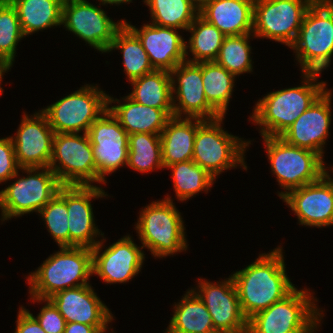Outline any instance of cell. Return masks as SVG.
<instances>
[{
    "mask_svg": "<svg viewBox=\"0 0 333 333\" xmlns=\"http://www.w3.org/2000/svg\"><path fill=\"white\" fill-rule=\"evenodd\" d=\"M282 253L279 246L269 253L259 254L252 264L231 275L247 319L284 299L296 288L286 274Z\"/></svg>",
    "mask_w": 333,
    "mask_h": 333,
    "instance_id": "6da1fadb",
    "label": "cell"
},
{
    "mask_svg": "<svg viewBox=\"0 0 333 333\" xmlns=\"http://www.w3.org/2000/svg\"><path fill=\"white\" fill-rule=\"evenodd\" d=\"M302 76V85L270 92L256 102L250 119L261 127L262 137H279L326 90L325 82H317L319 73Z\"/></svg>",
    "mask_w": 333,
    "mask_h": 333,
    "instance_id": "7a4b0ae2",
    "label": "cell"
},
{
    "mask_svg": "<svg viewBox=\"0 0 333 333\" xmlns=\"http://www.w3.org/2000/svg\"><path fill=\"white\" fill-rule=\"evenodd\" d=\"M92 271V250L87 247H60L28 276L30 296L48 299L59 291L88 285ZM80 281V282H79Z\"/></svg>",
    "mask_w": 333,
    "mask_h": 333,
    "instance_id": "3957f363",
    "label": "cell"
},
{
    "mask_svg": "<svg viewBox=\"0 0 333 333\" xmlns=\"http://www.w3.org/2000/svg\"><path fill=\"white\" fill-rule=\"evenodd\" d=\"M301 71L321 73L333 55V1L315 0L305 13L295 42Z\"/></svg>",
    "mask_w": 333,
    "mask_h": 333,
    "instance_id": "277c9868",
    "label": "cell"
},
{
    "mask_svg": "<svg viewBox=\"0 0 333 333\" xmlns=\"http://www.w3.org/2000/svg\"><path fill=\"white\" fill-rule=\"evenodd\" d=\"M308 291L295 288L284 299L254 314L248 319L247 333H313L323 310L319 311Z\"/></svg>",
    "mask_w": 333,
    "mask_h": 333,
    "instance_id": "5b68a950",
    "label": "cell"
},
{
    "mask_svg": "<svg viewBox=\"0 0 333 333\" xmlns=\"http://www.w3.org/2000/svg\"><path fill=\"white\" fill-rule=\"evenodd\" d=\"M153 201L140 212L136 230L142 247L162 258L187 249L184 222L169 196Z\"/></svg>",
    "mask_w": 333,
    "mask_h": 333,
    "instance_id": "8992f818",
    "label": "cell"
},
{
    "mask_svg": "<svg viewBox=\"0 0 333 333\" xmlns=\"http://www.w3.org/2000/svg\"><path fill=\"white\" fill-rule=\"evenodd\" d=\"M267 157L271 170L276 175L282 198L287 192L320 179L326 172L323 158L311 150L290 145L281 137L264 136Z\"/></svg>",
    "mask_w": 333,
    "mask_h": 333,
    "instance_id": "52a82bcc",
    "label": "cell"
},
{
    "mask_svg": "<svg viewBox=\"0 0 333 333\" xmlns=\"http://www.w3.org/2000/svg\"><path fill=\"white\" fill-rule=\"evenodd\" d=\"M222 120L224 117L205 120L197 128L194 139L192 160L214 178L238 164L247 170L243 156L251 144L224 131Z\"/></svg>",
    "mask_w": 333,
    "mask_h": 333,
    "instance_id": "ba28073f",
    "label": "cell"
},
{
    "mask_svg": "<svg viewBox=\"0 0 333 333\" xmlns=\"http://www.w3.org/2000/svg\"><path fill=\"white\" fill-rule=\"evenodd\" d=\"M49 168L61 185L91 186V182L105 183L97 174L91 142L84 132L83 135L55 133Z\"/></svg>",
    "mask_w": 333,
    "mask_h": 333,
    "instance_id": "9c48e42d",
    "label": "cell"
},
{
    "mask_svg": "<svg viewBox=\"0 0 333 333\" xmlns=\"http://www.w3.org/2000/svg\"><path fill=\"white\" fill-rule=\"evenodd\" d=\"M98 86L85 85L41 111L55 133H87L108 109V95Z\"/></svg>",
    "mask_w": 333,
    "mask_h": 333,
    "instance_id": "30bf717a",
    "label": "cell"
},
{
    "mask_svg": "<svg viewBox=\"0 0 333 333\" xmlns=\"http://www.w3.org/2000/svg\"><path fill=\"white\" fill-rule=\"evenodd\" d=\"M21 170L28 176L18 178L17 181L0 191L2 221L33 211L39 212L62 186L49 167H30L21 168Z\"/></svg>",
    "mask_w": 333,
    "mask_h": 333,
    "instance_id": "8fae6325",
    "label": "cell"
},
{
    "mask_svg": "<svg viewBox=\"0 0 333 333\" xmlns=\"http://www.w3.org/2000/svg\"><path fill=\"white\" fill-rule=\"evenodd\" d=\"M315 0H254L253 36L290 47Z\"/></svg>",
    "mask_w": 333,
    "mask_h": 333,
    "instance_id": "7c38bea8",
    "label": "cell"
},
{
    "mask_svg": "<svg viewBox=\"0 0 333 333\" xmlns=\"http://www.w3.org/2000/svg\"><path fill=\"white\" fill-rule=\"evenodd\" d=\"M125 20L114 22L101 8L87 0H64L62 25L94 49L108 52L117 30Z\"/></svg>",
    "mask_w": 333,
    "mask_h": 333,
    "instance_id": "4fadbf2b",
    "label": "cell"
},
{
    "mask_svg": "<svg viewBox=\"0 0 333 333\" xmlns=\"http://www.w3.org/2000/svg\"><path fill=\"white\" fill-rule=\"evenodd\" d=\"M87 134L97 174L106 183L107 174L127 166L129 135L108 109L92 123Z\"/></svg>",
    "mask_w": 333,
    "mask_h": 333,
    "instance_id": "5bb4252c",
    "label": "cell"
},
{
    "mask_svg": "<svg viewBox=\"0 0 333 333\" xmlns=\"http://www.w3.org/2000/svg\"><path fill=\"white\" fill-rule=\"evenodd\" d=\"M170 76L175 117H182V114H185L184 116L187 118L203 120H214L222 117L206 99L202 81L201 62H181L170 71ZM175 76L177 77L176 79ZM177 101L178 103H176Z\"/></svg>",
    "mask_w": 333,
    "mask_h": 333,
    "instance_id": "9a60e30c",
    "label": "cell"
},
{
    "mask_svg": "<svg viewBox=\"0 0 333 333\" xmlns=\"http://www.w3.org/2000/svg\"><path fill=\"white\" fill-rule=\"evenodd\" d=\"M198 290H192L211 314L214 329L231 333H247L248 319L244 316L232 276L218 283L199 279Z\"/></svg>",
    "mask_w": 333,
    "mask_h": 333,
    "instance_id": "2e32d148",
    "label": "cell"
},
{
    "mask_svg": "<svg viewBox=\"0 0 333 333\" xmlns=\"http://www.w3.org/2000/svg\"><path fill=\"white\" fill-rule=\"evenodd\" d=\"M105 240L101 239L91 249L93 274L98 275L107 284L125 283L131 280L141 271L145 260L143 247H138L128 235L106 247L103 252L101 249Z\"/></svg>",
    "mask_w": 333,
    "mask_h": 333,
    "instance_id": "e0dca14e",
    "label": "cell"
},
{
    "mask_svg": "<svg viewBox=\"0 0 333 333\" xmlns=\"http://www.w3.org/2000/svg\"><path fill=\"white\" fill-rule=\"evenodd\" d=\"M281 199L294 211L300 225H333V179L328 172L315 182L287 192Z\"/></svg>",
    "mask_w": 333,
    "mask_h": 333,
    "instance_id": "ac0fdd59",
    "label": "cell"
},
{
    "mask_svg": "<svg viewBox=\"0 0 333 333\" xmlns=\"http://www.w3.org/2000/svg\"><path fill=\"white\" fill-rule=\"evenodd\" d=\"M54 135L41 110L32 117L24 114L16 136H11L18 165L21 168L49 167Z\"/></svg>",
    "mask_w": 333,
    "mask_h": 333,
    "instance_id": "d6986e66",
    "label": "cell"
},
{
    "mask_svg": "<svg viewBox=\"0 0 333 333\" xmlns=\"http://www.w3.org/2000/svg\"><path fill=\"white\" fill-rule=\"evenodd\" d=\"M331 90H326L279 137L290 145L311 150L323 158L331 124Z\"/></svg>",
    "mask_w": 333,
    "mask_h": 333,
    "instance_id": "ffe728a7",
    "label": "cell"
},
{
    "mask_svg": "<svg viewBox=\"0 0 333 333\" xmlns=\"http://www.w3.org/2000/svg\"><path fill=\"white\" fill-rule=\"evenodd\" d=\"M108 196L101 187L65 185V203L67 204L69 247H87L93 249L100 241L94 238L100 235L95 226L92 198Z\"/></svg>",
    "mask_w": 333,
    "mask_h": 333,
    "instance_id": "44dd1931",
    "label": "cell"
},
{
    "mask_svg": "<svg viewBox=\"0 0 333 333\" xmlns=\"http://www.w3.org/2000/svg\"><path fill=\"white\" fill-rule=\"evenodd\" d=\"M48 299L58 309L66 323L108 325L113 321L111 311L89 284L59 291Z\"/></svg>",
    "mask_w": 333,
    "mask_h": 333,
    "instance_id": "7402d4cb",
    "label": "cell"
},
{
    "mask_svg": "<svg viewBox=\"0 0 333 333\" xmlns=\"http://www.w3.org/2000/svg\"><path fill=\"white\" fill-rule=\"evenodd\" d=\"M124 23L140 39L155 70L170 72L181 62L186 61V41L177 33V29L150 23L143 25L138 30L126 21Z\"/></svg>",
    "mask_w": 333,
    "mask_h": 333,
    "instance_id": "603a6c76",
    "label": "cell"
},
{
    "mask_svg": "<svg viewBox=\"0 0 333 333\" xmlns=\"http://www.w3.org/2000/svg\"><path fill=\"white\" fill-rule=\"evenodd\" d=\"M125 103L120 104L119 99L108 95V110L127 131L133 133L161 134L168 120L174 116L173 109H157L133 101L128 96L122 98ZM119 105L110 106L112 103Z\"/></svg>",
    "mask_w": 333,
    "mask_h": 333,
    "instance_id": "cb8c5ba5",
    "label": "cell"
},
{
    "mask_svg": "<svg viewBox=\"0 0 333 333\" xmlns=\"http://www.w3.org/2000/svg\"><path fill=\"white\" fill-rule=\"evenodd\" d=\"M254 0H211L199 15L224 35L253 33Z\"/></svg>",
    "mask_w": 333,
    "mask_h": 333,
    "instance_id": "d4e9b609",
    "label": "cell"
},
{
    "mask_svg": "<svg viewBox=\"0 0 333 333\" xmlns=\"http://www.w3.org/2000/svg\"><path fill=\"white\" fill-rule=\"evenodd\" d=\"M195 120V121H194ZM203 119L172 116L160 134L162 163L169 165L192 160L194 139Z\"/></svg>",
    "mask_w": 333,
    "mask_h": 333,
    "instance_id": "484cf974",
    "label": "cell"
},
{
    "mask_svg": "<svg viewBox=\"0 0 333 333\" xmlns=\"http://www.w3.org/2000/svg\"><path fill=\"white\" fill-rule=\"evenodd\" d=\"M174 306L169 327L165 333H212L216 331L211 314L203 301L191 289Z\"/></svg>",
    "mask_w": 333,
    "mask_h": 333,
    "instance_id": "4316f807",
    "label": "cell"
},
{
    "mask_svg": "<svg viewBox=\"0 0 333 333\" xmlns=\"http://www.w3.org/2000/svg\"><path fill=\"white\" fill-rule=\"evenodd\" d=\"M15 7L24 36L62 25L64 0H9Z\"/></svg>",
    "mask_w": 333,
    "mask_h": 333,
    "instance_id": "83f0119b",
    "label": "cell"
},
{
    "mask_svg": "<svg viewBox=\"0 0 333 333\" xmlns=\"http://www.w3.org/2000/svg\"><path fill=\"white\" fill-rule=\"evenodd\" d=\"M130 82L133 91L127 96L133 101L157 109H173L169 71L154 70Z\"/></svg>",
    "mask_w": 333,
    "mask_h": 333,
    "instance_id": "f1b7e54d",
    "label": "cell"
},
{
    "mask_svg": "<svg viewBox=\"0 0 333 333\" xmlns=\"http://www.w3.org/2000/svg\"><path fill=\"white\" fill-rule=\"evenodd\" d=\"M113 49L123 53L124 72L129 82L155 70L140 39L125 23L117 30L108 52Z\"/></svg>",
    "mask_w": 333,
    "mask_h": 333,
    "instance_id": "f546056e",
    "label": "cell"
},
{
    "mask_svg": "<svg viewBox=\"0 0 333 333\" xmlns=\"http://www.w3.org/2000/svg\"><path fill=\"white\" fill-rule=\"evenodd\" d=\"M186 31H190L191 37L188 44L185 43V56H188V49L194 56L192 60L188 58L186 61L193 63L215 61L226 35L200 15Z\"/></svg>",
    "mask_w": 333,
    "mask_h": 333,
    "instance_id": "4dcf8cb0",
    "label": "cell"
},
{
    "mask_svg": "<svg viewBox=\"0 0 333 333\" xmlns=\"http://www.w3.org/2000/svg\"><path fill=\"white\" fill-rule=\"evenodd\" d=\"M201 69L206 99L224 117L232 96L235 76L215 61L201 62Z\"/></svg>",
    "mask_w": 333,
    "mask_h": 333,
    "instance_id": "1f68e13d",
    "label": "cell"
},
{
    "mask_svg": "<svg viewBox=\"0 0 333 333\" xmlns=\"http://www.w3.org/2000/svg\"><path fill=\"white\" fill-rule=\"evenodd\" d=\"M149 6L152 24L187 30L199 15L190 0H143Z\"/></svg>",
    "mask_w": 333,
    "mask_h": 333,
    "instance_id": "d6a6232c",
    "label": "cell"
},
{
    "mask_svg": "<svg viewBox=\"0 0 333 333\" xmlns=\"http://www.w3.org/2000/svg\"><path fill=\"white\" fill-rule=\"evenodd\" d=\"M127 166L138 172L163 169L159 134L133 133L128 140Z\"/></svg>",
    "mask_w": 333,
    "mask_h": 333,
    "instance_id": "836d02e7",
    "label": "cell"
},
{
    "mask_svg": "<svg viewBox=\"0 0 333 333\" xmlns=\"http://www.w3.org/2000/svg\"><path fill=\"white\" fill-rule=\"evenodd\" d=\"M172 170V180L178 200L184 201L198 192L210 190L215 178L193 160L166 167Z\"/></svg>",
    "mask_w": 333,
    "mask_h": 333,
    "instance_id": "e575fe53",
    "label": "cell"
},
{
    "mask_svg": "<svg viewBox=\"0 0 333 333\" xmlns=\"http://www.w3.org/2000/svg\"><path fill=\"white\" fill-rule=\"evenodd\" d=\"M251 34L225 36L215 60L235 77L252 72L251 46L248 43Z\"/></svg>",
    "mask_w": 333,
    "mask_h": 333,
    "instance_id": "d590c367",
    "label": "cell"
},
{
    "mask_svg": "<svg viewBox=\"0 0 333 333\" xmlns=\"http://www.w3.org/2000/svg\"><path fill=\"white\" fill-rule=\"evenodd\" d=\"M45 221L48 232L60 247H69V229L67 204L65 203V185H62L57 194L38 212Z\"/></svg>",
    "mask_w": 333,
    "mask_h": 333,
    "instance_id": "8d00e7d4",
    "label": "cell"
},
{
    "mask_svg": "<svg viewBox=\"0 0 333 333\" xmlns=\"http://www.w3.org/2000/svg\"><path fill=\"white\" fill-rule=\"evenodd\" d=\"M24 37L15 7L9 0H0V57L13 65L16 47Z\"/></svg>",
    "mask_w": 333,
    "mask_h": 333,
    "instance_id": "74e56055",
    "label": "cell"
},
{
    "mask_svg": "<svg viewBox=\"0 0 333 333\" xmlns=\"http://www.w3.org/2000/svg\"><path fill=\"white\" fill-rule=\"evenodd\" d=\"M31 300L33 303L45 302L46 304L42 307L38 316L35 317L39 322L40 326L46 333H64L65 330V319L60 314L58 309L54 306V304L49 299H38L36 297L31 296Z\"/></svg>",
    "mask_w": 333,
    "mask_h": 333,
    "instance_id": "f35d334b",
    "label": "cell"
},
{
    "mask_svg": "<svg viewBox=\"0 0 333 333\" xmlns=\"http://www.w3.org/2000/svg\"><path fill=\"white\" fill-rule=\"evenodd\" d=\"M21 167L18 165L14 144L10 137L0 139V183L9 179H17L18 171Z\"/></svg>",
    "mask_w": 333,
    "mask_h": 333,
    "instance_id": "ab89813d",
    "label": "cell"
},
{
    "mask_svg": "<svg viewBox=\"0 0 333 333\" xmlns=\"http://www.w3.org/2000/svg\"><path fill=\"white\" fill-rule=\"evenodd\" d=\"M14 333H46L32 313L20 307Z\"/></svg>",
    "mask_w": 333,
    "mask_h": 333,
    "instance_id": "60d3db41",
    "label": "cell"
},
{
    "mask_svg": "<svg viewBox=\"0 0 333 333\" xmlns=\"http://www.w3.org/2000/svg\"><path fill=\"white\" fill-rule=\"evenodd\" d=\"M108 325H85L77 322L66 323L64 333H106Z\"/></svg>",
    "mask_w": 333,
    "mask_h": 333,
    "instance_id": "b9f144b4",
    "label": "cell"
},
{
    "mask_svg": "<svg viewBox=\"0 0 333 333\" xmlns=\"http://www.w3.org/2000/svg\"><path fill=\"white\" fill-rule=\"evenodd\" d=\"M11 66H12V64L9 61H7L6 59L0 57V83H1V81L3 79L2 77H3L4 72H6L9 69H11L10 68ZM2 91H3V89L0 86V95L3 93Z\"/></svg>",
    "mask_w": 333,
    "mask_h": 333,
    "instance_id": "7bdbcfd3",
    "label": "cell"
},
{
    "mask_svg": "<svg viewBox=\"0 0 333 333\" xmlns=\"http://www.w3.org/2000/svg\"><path fill=\"white\" fill-rule=\"evenodd\" d=\"M190 1L198 10H201L211 0H190Z\"/></svg>",
    "mask_w": 333,
    "mask_h": 333,
    "instance_id": "ee69618b",
    "label": "cell"
},
{
    "mask_svg": "<svg viewBox=\"0 0 333 333\" xmlns=\"http://www.w3.org/2000/svg\"><path fill=\"white\" fill-rule=\"evenodd\" d=\"M101 4L106 5V4H115V5H120L121 3H129L132 2V0H100Z\"/></svg>",
    "mask_w": 333,
    "mask_h": 333,
    "instance_id": "f6af8a7d",
    "label": "cell"
},
{
    "mask_svg": "<svg viewBox=\"0 0 333 333\" xmlns=\"http://www.w3.org/2000/svg\"><path fill=\"white\" fill-rule=\"evenodd\" d=\"M212 333H231V332H227V331H214V332H212Z\"/></svg>",
    "mask_w": 333,
    "mask_h": 333,
    "instance_id": "bcb514c9",
    "label": "cell"
}]
</instances>
